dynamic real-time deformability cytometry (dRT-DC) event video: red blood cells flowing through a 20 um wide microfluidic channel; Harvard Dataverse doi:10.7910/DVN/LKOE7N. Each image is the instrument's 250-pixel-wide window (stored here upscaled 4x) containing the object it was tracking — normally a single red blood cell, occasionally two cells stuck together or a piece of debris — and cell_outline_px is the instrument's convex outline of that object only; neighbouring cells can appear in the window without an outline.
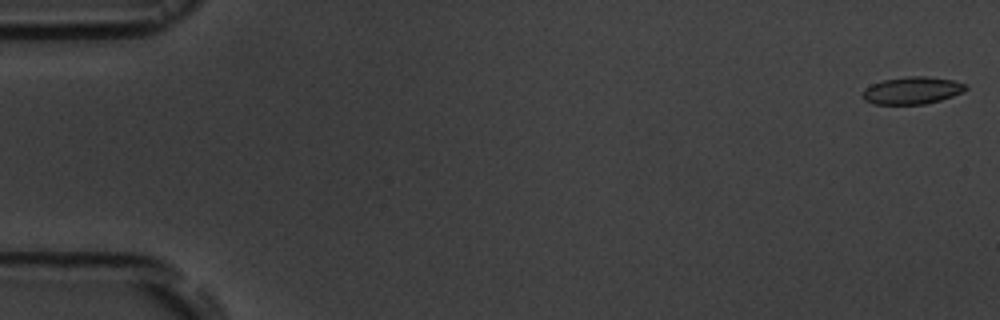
{"species": "common noctule bat (a hibernating species)", "species_latin": "Nyctalus noctula", "temperature_condition": "room temperature", "stored_images_in_passage": 16, "camera_frame_rate_fps": 3000, "um_per_image_px": 0.085, "animal": {"sex": "male", "body_mass_g": 19.5, "forearm_length_mm": 54.6}, "frame": {"image": 1, "passage_image": 1, "time_ms": 0.0, "image_size_px": [1000, 320], "cell_outline_px": [[968, 88], [964, 92], [940, 100], [924, 104], [872, 104], [864, 100], [860, 96], [864, 88], [872, 84], [884, 80], [908, 76], [928, 76], [952, 80], [968, 84]], "centroid_in_image_um": [77.53, 7.69], "position_along_channel_um": 7.5, "area_um2": 16.59}}
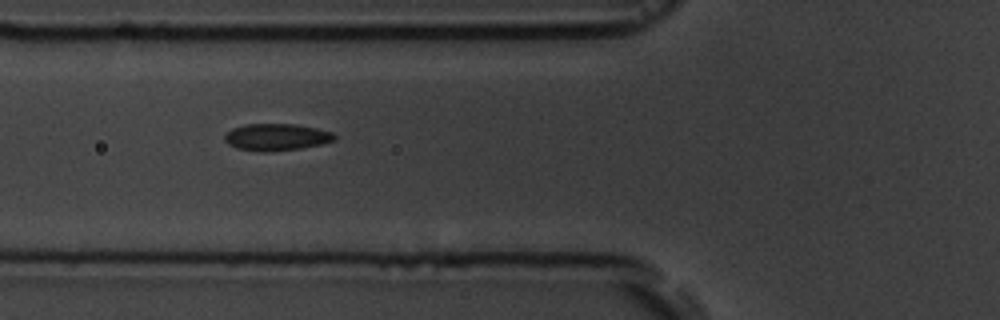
{"frame": {"image": 2, "passage_image": 6, "time_ms": 6.667, "image_size_px": [1000, 320], "cell_outline_px": [[336, 140], [320, 144], [300, 148], [268, 152], [264, 152], [236, 148], [228, 144], [224, 140], [224, 136], [232, 128], [244, 124], [296, 124], [316, 128], [332, 132], [336, 136]], "centroid_in_image_um": [23.48, 11.65], "position_along_channel_um": 102.3, "area_um2": 17.22}}
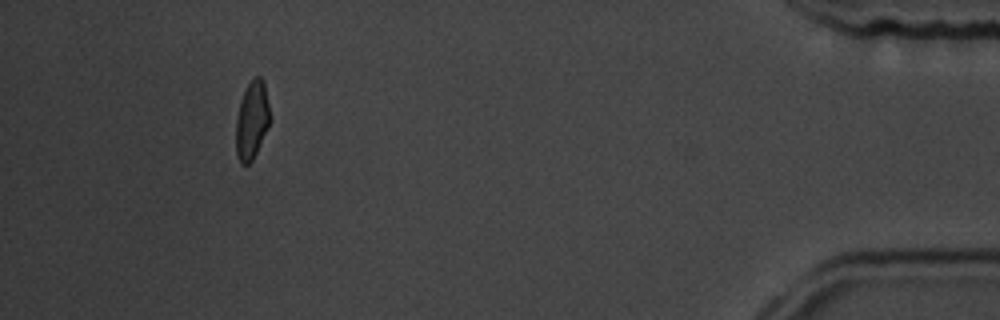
{"frame": {"image": 3, "passage_image": 15, "time_ms": 17.0, "image_size_px": [1000, 320], "cell_outline_px": [[268, 128], [252, 160], [248, 164], [240, 164], [236, 156], [236, 120], [240, 100], [248, 84], [256, 76], [260, 76], [264, 80], [268, 104]], "centroid_in_image_um": [21.38, 10.23], "position_along_channel_um": 413.8, "area_um2": 15.2}, "authors_computed_cell_mechanics": {"area_um2": 16.5308, "velocity_mm_per_s": 3.6465, "shape_relaxation_time_tau1_ms": 4.3057, "shape_relaxation_time_tau2_ms": 5.9985, "deformation_change_tau1": 0.1074, "deformation_change_tau2": 0.073}}